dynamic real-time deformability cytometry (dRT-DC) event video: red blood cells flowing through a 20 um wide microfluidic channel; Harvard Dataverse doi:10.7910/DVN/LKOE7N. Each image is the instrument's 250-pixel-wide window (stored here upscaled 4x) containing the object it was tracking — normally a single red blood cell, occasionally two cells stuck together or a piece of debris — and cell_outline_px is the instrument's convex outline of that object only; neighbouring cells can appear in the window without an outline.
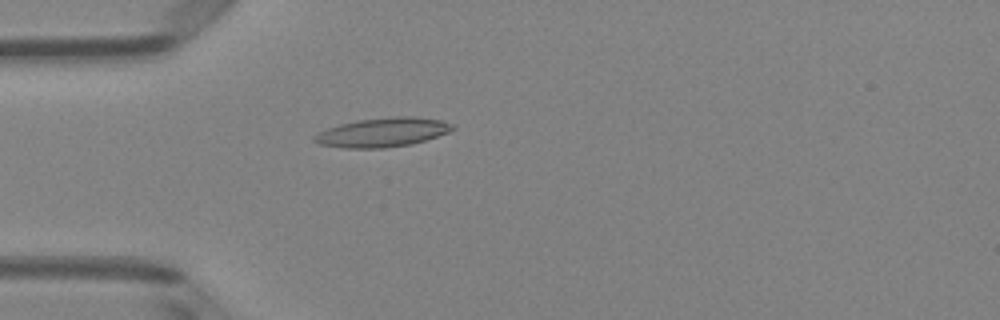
{"species": "Egyptian fruit bat (a non-hibernating species)", "species_latin": "Rousettus aegyptiacus", "temperature_condition": "room temperature", "stored_images_in_passage": 50, "camera_frame_rate_fps": 3000, "um_per_image_px": 0.085, "animal": {"sex": "female"}, "frame": {"image": 1, "passage_image": 15, "time_ms": 4.667, "image_size_px": [1000, 320], "cell_outline_px": [[456, 128], [448, 132], [412, 144], [384, 148], [344, 148], [320, 144], [312, 140], [312, 136], [328, 128], [340, 124], [356, 120], [396, 116], [412, 116], [440, 120], [452, 124]], "centroid_in_image_um": [32.5, 11.25], "position_along_channel_um": 52.5, "area_um2": 23.35}}
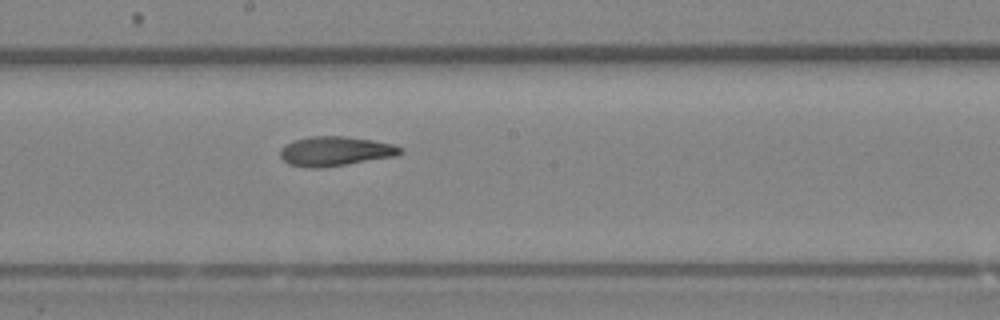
{"frame": {"image": 2, "passage_image": 28, "time_ms": 9.0, "image_size_px": [1000, 320], "cell_outline_px": [[404, 152], [396, 156], [324, 168], [304, 168], [288, 164], [280, 156], [280, 148], [284, 144], [296, 140], [312, 136], [344, 136], [372, 140], [392, 144], [404, 148]], "centroid_in_image_um": [28.5, 12.86], "position_along_channel_um": 219.7, "area_um2": 20.87}}
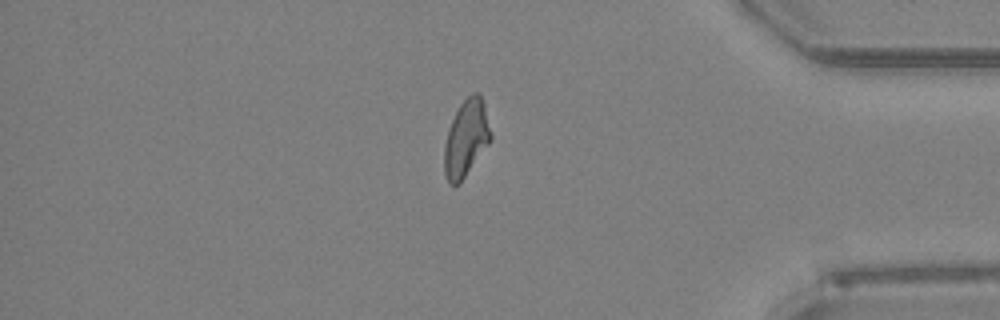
{"frame": {"image": 3, "passage_image": 43, "time_ms": 14.0, "image_size_px": [1000, 320], "cell_outline_px": [[492, 140], [460, 184], [448, 184], [444, 172], [444, 144], [448, 128], [460, 104], [472, 92], [480, 92], [484, 104], [492, 136]], "centroid_in_image_um": [39.62, 11.77], "position_along_channel_um": 395.6, "area_um2": 20.98}, "authors_computed_cell_mechanics": {"area_um2": 20.9525, "velocity_mm_per_s": 4.0827, "shape_relaxation_time_tau1_ms": 8.8357, "shape_relaxation_time_tau2_ms": 2.8108, "deformation_change_tau1": 0.2331, "deformation_change_tau2": 0.103}}